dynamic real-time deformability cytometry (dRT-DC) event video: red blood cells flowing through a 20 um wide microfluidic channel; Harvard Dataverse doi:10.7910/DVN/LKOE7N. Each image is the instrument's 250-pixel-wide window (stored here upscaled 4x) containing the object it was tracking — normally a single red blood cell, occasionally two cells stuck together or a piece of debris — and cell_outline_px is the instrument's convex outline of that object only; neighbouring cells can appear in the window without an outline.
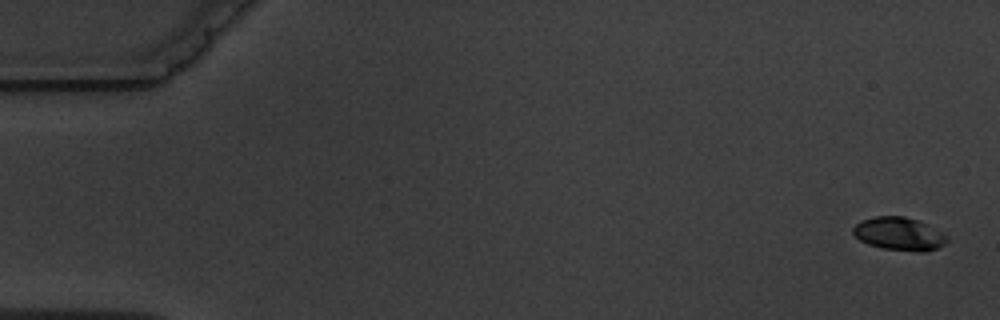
{"species": "common noctule bat (a hibernating species)", "species_latin": "Nyctalus noctula", "temperature_condition": "warm", "stored_images_in_passage": 8, "camera_frame_rate_fps": 3000, "um_per_image_px": 0.085, "animal": {"sex": "male", "body_mass_g": 19.5, "forearm_length_mm": 54.6}, "frame": {"image": 1, "passage_image": 1, "time_ms": 0.0, "image_size_px": [1000, 320], "cell_outline_px": [[948, 240], [944, 244], [936, 248], [924, 252], [920, 252], [884, 248], [868, 244], [860, 240], [852, 232], [852, 228], [856, 224], [864, 220], [876, 216], [904, 216], [920, 220], [928, 224], [948, 236]], "centroid_in_image_um": [76.45, 19.87], "position_along_channel_um": 8.5, "area_um2": 18.03}}
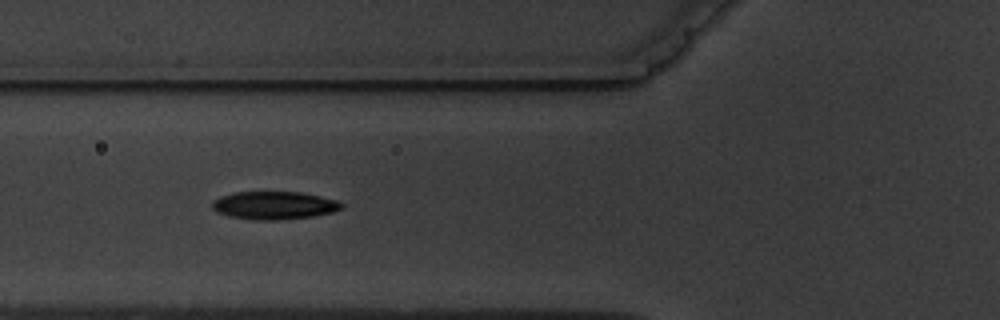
{"frame": {"image": 2, "passage_image": 7, "time_ms": 6.667, "image_size_px": [1000, 320], "cell_outline_px": [[344, 204], [340, 208], [332, 212], [312, 216], [280, 220], [256, 220], [228, 216], [216, 212], [212, 208], [212, 200], [220, 196], [236, 192], [300, 192], [320, 196], [336, 200]], "centroid_in_image_um": [23.26, 17.46], "position_along_channel_um": 102.5, "area_um2": 21.04}}
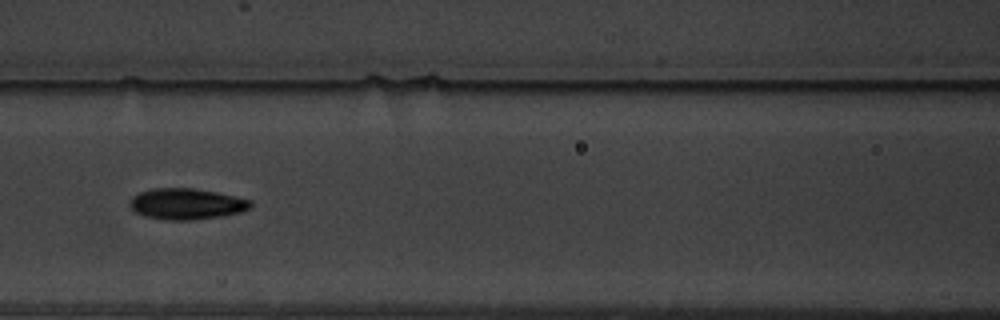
{"frame": {"image": 3, "passage_image": 8, "time_ms": 8.0, "image_size_px": [1000, 320], "cell_outline_px": [[252, 204], [248, 208], [240, 212], [224, 216], [192, 220], [164, 220], [144, 216], [136, 212], [128, 204], [128, 200], [132, 196], [140, 192], [152, 188], [192, 188], [216, 192], [252, 200]], "centroid_in_image_um": [15.81, 17.33], "position_along_channel_um": 150.8, "area_um2": 21.96}}